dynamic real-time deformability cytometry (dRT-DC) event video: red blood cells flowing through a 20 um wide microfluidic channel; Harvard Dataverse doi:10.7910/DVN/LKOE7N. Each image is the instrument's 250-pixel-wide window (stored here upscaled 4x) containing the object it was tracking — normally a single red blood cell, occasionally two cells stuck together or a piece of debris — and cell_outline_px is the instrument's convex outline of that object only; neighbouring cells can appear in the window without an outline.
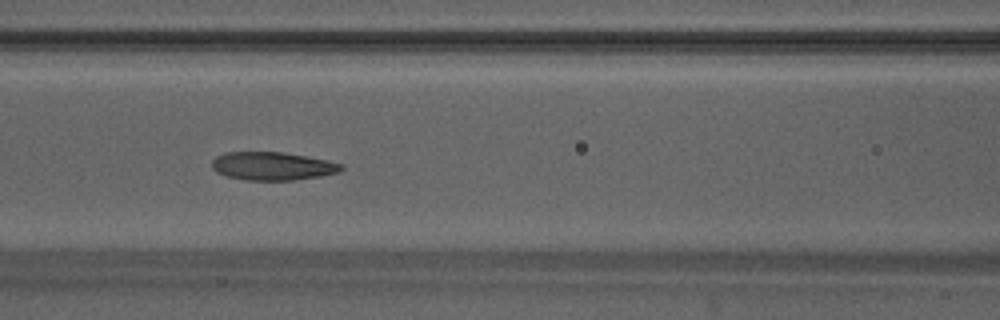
{"species": "Egyptian fruit bat (a non-hibernating species)", "species_latin": "Rousettus aegyptiacus", "temperature_condition": "warm", "stored_images_in_passage": 50, "camera_frame_rate_fps": 3000, "um_per_image_px": 0.085, "animal": {"sex": "male"}, "frame": {"image": 1, "passage_image": 22, "time_ms": 7.0, "image_size_px": [1000, 320], "cell_outline_px": [[344, 168], [340, 172], [320, 176], [292, 180], [248, 180], [228, 176], [216, 172], [212, 168], [212, 160], [216, 156], [224, 152], [284, 152], [328, 160], [344, 164]], "centroid_in_image_um": [23.18, 14.11], "position_along_channel_um": 143.4, "area_um2": 21.33}, "authors_computed_cell_mechanics": {"area_um2": 21.7039, "velocity_mm_per_s": 4.1693, "shape_relaxation_time_tau1_ms": 3.6668, "shape_relaxation_time_tau2_ms": 1.5639, "deformation_change_tau1": 0.142, "deformation_change_tau2": 0.0675}}